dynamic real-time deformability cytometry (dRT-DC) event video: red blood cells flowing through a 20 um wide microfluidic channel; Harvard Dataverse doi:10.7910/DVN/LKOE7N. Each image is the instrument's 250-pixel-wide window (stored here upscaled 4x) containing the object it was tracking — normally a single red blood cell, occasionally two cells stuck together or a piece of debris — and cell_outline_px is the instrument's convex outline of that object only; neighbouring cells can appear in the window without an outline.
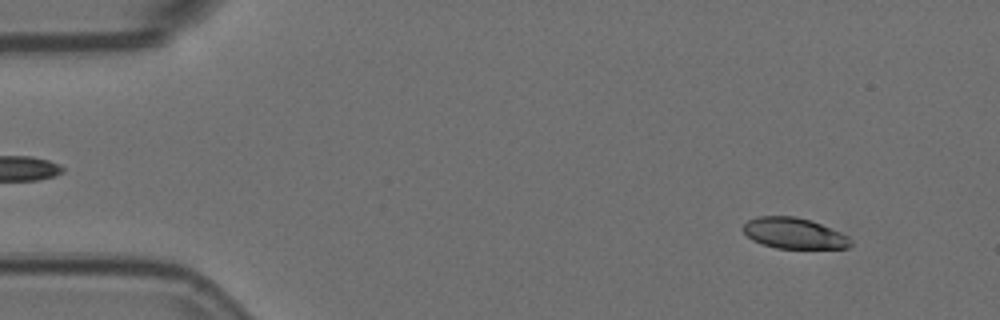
{"species": "Egyptian fruit bat (a non-hibernating species)", "species_latin": "Rousettus aegyptiacus", "temperature_condition": "room temperature", "stored_images_in_passage": 24, "camera_frame_rate_fps": 3000, "um_per_image_px": 0.085, "animal": {"sex": "female"}, "frame": {"image": 1, "passage_image": 5, "time_ms": 1.333, "image_size_px": [1000, 320], "cell_outline_px": [[852, 244], [848, 248], [776, 248], [752, 240], [740, 228], [748, 220], [756, 216], [796, 216], [812, 220], [840, 232], [848, 236], [852, 240]], "centroid_in_image_um": [67.48, 19.81], "position_along_channel_um": 17.5, "area_um2": 19.42}}
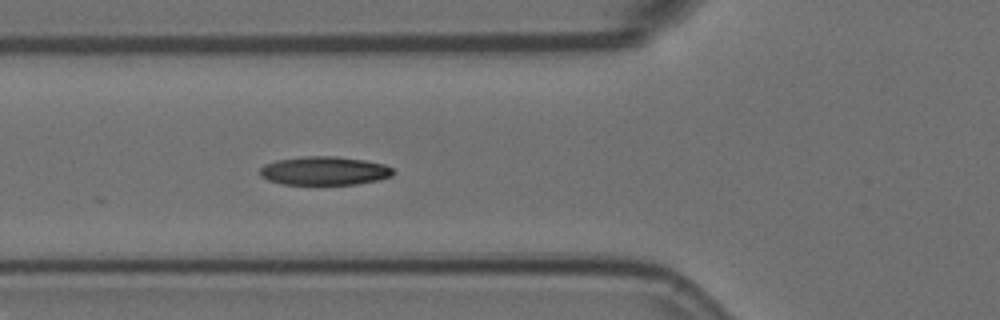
{"frame": {"image": 2, "passage_image": 20, "time_ms": 6.333, "image_size_px": [1000, 320], "cell_outline_px": [[392, 176], [376, 180], [356, 184], [280, 184], [268, 180], [260, 176], [260, 168], [264, 164], [276, 160], [304, 156], [336, 156], [364, 160], [384, 164], [392, 168]], "centroid_in_image_um": [27.53, 14.51], "position_along_channel_um": 98.3, "area_um2": 22.14}}
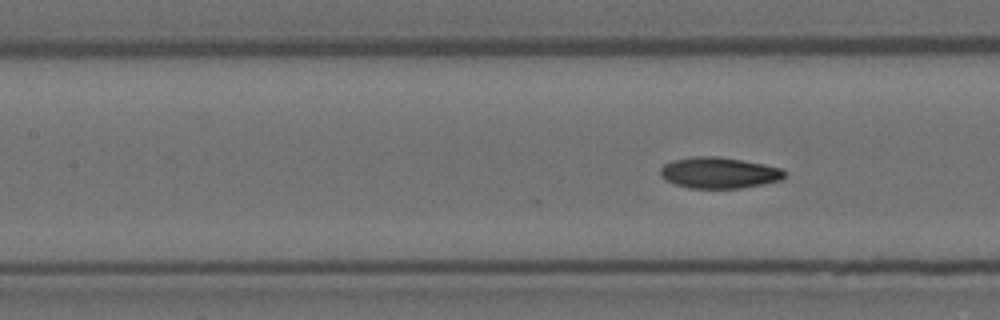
{"frame": {"image": 3, "passage_image": 24, "time_ms": 7.667, "image_size_px": [1000, 320], "cell_outline_px": [[784, 176], [780, 180], [764, 184], [740, 188], [688, 188], [664, 180], [660, 176], [660, 168], [664, 164], [672, 160], [696, 156], [716, 156], [740, 160], [780, 168], [784, 172]], "centroid_in_image_um": [61.05, 14.69], "position_along_channel_um": 146.4, "area_um2": 22.31}}